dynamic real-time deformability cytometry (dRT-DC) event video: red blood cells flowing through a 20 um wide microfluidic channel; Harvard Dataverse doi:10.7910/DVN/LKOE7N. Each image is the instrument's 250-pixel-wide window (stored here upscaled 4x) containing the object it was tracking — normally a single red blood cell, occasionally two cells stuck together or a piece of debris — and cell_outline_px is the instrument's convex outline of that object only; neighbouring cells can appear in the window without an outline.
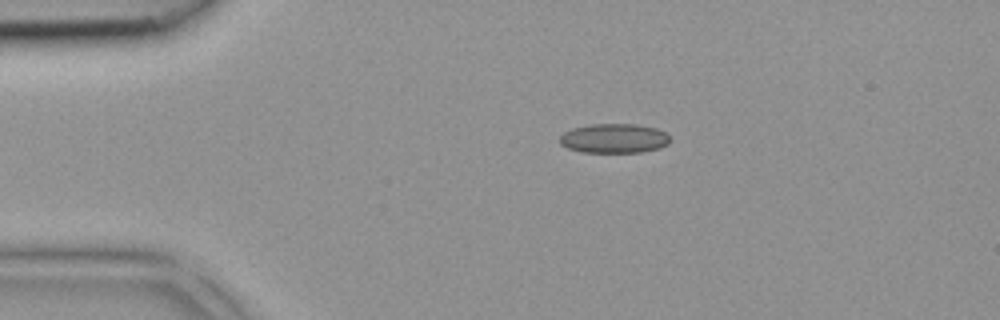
{"species": "common noctule bat (a hibernating species)", "species_latin": "Nyctalus noctula", "temperature_condition": "room temperature", "stored_images_in_passage": 28, "camera_frame_rate_fps": 3000, "um_per_image_px": 0.085, "animal": {"sex": "female", "body_mass_g": 18.4}, "frame": {"image": 1, "passage_image": 1, "time_ms": 0.0, "image_size_px": [1000, 320], "cell_outline_px": [[668, 144], [660, 148], [640, 152], [584, 152], [568, 148], [560, 144], [560, 136], [564, 132], [572, 128], [588, 124], [636, 124], [656, 128], [664, 132], [668, 136]], "centroid_in_image_um": [52.17, 11.75], "position_along_channel_um": 32.8, "area_um2": 18.84}}
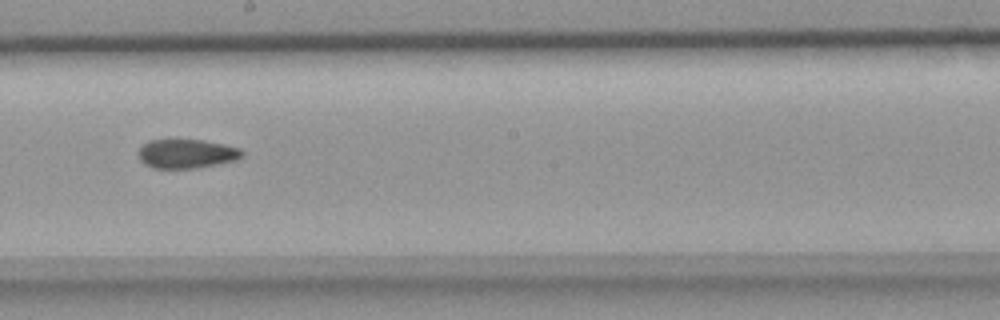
{"frame": {"image": 2, "passage_image": 16, "time_ms": 5.0, "image_size_px": [1000, 320], "cell_outline_px": [[244, 156], [236, 160], [196, 168], [152, 168], [144, 164], [140, 160], [140, 148], [144, 144], [152, 140], [200, 140], [224, 144], [240, 148], [244, 152]], "centroid_in_image_um": [15.9, 13.07], "position_along_channel_um": 232.3, "area_um2": 17.4}}
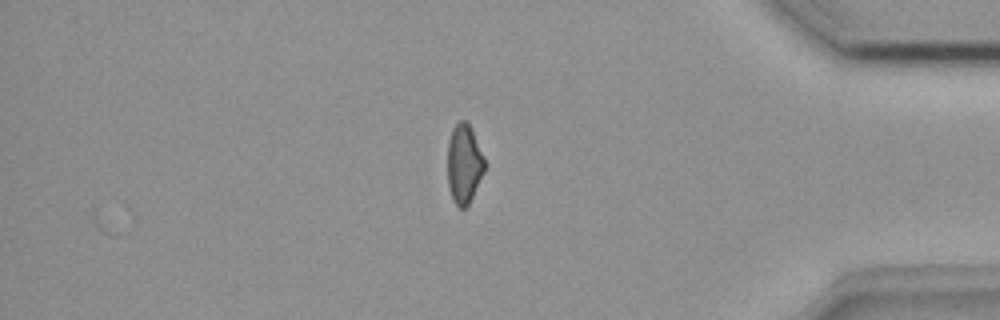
{"frame": {"image": 3, "passage_image": 28, "time_ms": 9.0, "image_size_px": [1000, 320], "cell_outline_px": [[488, 164], [468, 204], [464, 208], [460, 208], [456, 204], [452, 196], [448, 184], [448, 140], [452, 128], [460, 120], [464, 120], [472, 128]], "centroid_in_image_um": [39.47, 13.88], "position_along_channel_um": 395.7, "area_um2": 17.22}}